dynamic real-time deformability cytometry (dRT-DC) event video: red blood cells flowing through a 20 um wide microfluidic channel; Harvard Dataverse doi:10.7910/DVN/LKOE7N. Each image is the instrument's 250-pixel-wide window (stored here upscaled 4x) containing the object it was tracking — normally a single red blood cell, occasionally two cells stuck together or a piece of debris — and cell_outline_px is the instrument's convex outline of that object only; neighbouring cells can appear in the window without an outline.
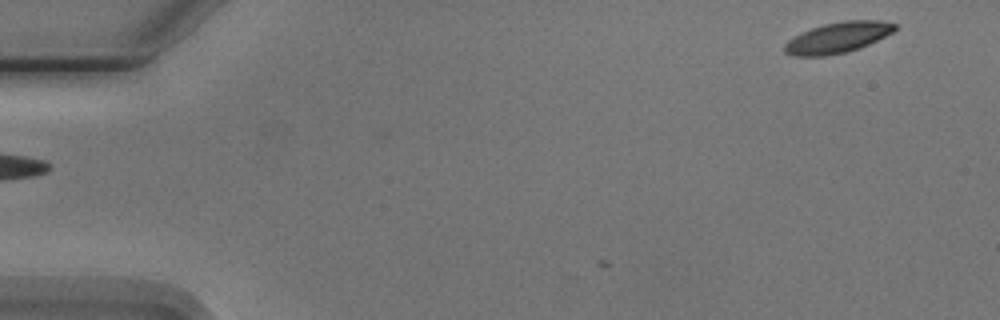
{"species": "Egyptian fruit bat (a non-hibernating species)", "species_latin": "Rousettus aegyptiacus", "temperature_condition": "cold", "stored_images_in_passage": 6, "segment_of_instrument_passage": [2, 2], "camera_frame_rate_fps": 3000, "um_per_image_px": 0.085, "animal": {"sex": "male"}, "frame": {"image": 1, "passage_image": 6, "time_ms": 7.0, "image_size_px": [1000, 320], "cell_outline_px": [[896, 28], [892, 32], [868, 44], [844, 52], [824, 56], [796, 56], [784, 52], [784, 44], [792, 36], [800, 32], [824, 24], [844, 20], [880, 20], [896, 24]], "centroid_in_image_um": [71.16, 3.18], "position_along_channel_um": 13.8, "area_um2": 19.54}}